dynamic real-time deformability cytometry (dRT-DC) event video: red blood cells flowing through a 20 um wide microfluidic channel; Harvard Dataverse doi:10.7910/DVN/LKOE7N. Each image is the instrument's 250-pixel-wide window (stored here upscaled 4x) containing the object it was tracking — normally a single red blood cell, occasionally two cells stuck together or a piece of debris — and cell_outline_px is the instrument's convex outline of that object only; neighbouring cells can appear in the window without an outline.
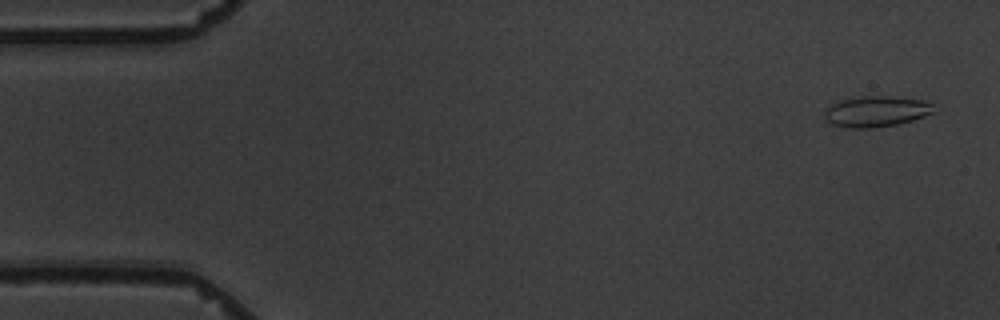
{"species": "common noctule bat (a hibernating species)", "species_latin": "Nyctalus noctula", "temperature_condition": "warm", "stored_images_in_passage": 9, "camera_frame_rate_fps": 3000, "um_per_image_px": 0.085, "animal": {"sex": "male", "body_mass_g": 19.5, "forearm_length_mm": 54.6}, "frame": {"image": 1, "passage_image": 1, "time_ms": 0.0, "image_size_px": [1000, 320], "cell_outline_px": [[936, 112], [912, 120], [896, 124], [876, 128], [852, 128], [828, 124], [824, 120], [824, 112], [832, 104], [840, 100], [860, 96], [888, 96], [920, 100], [932, 104]], "centroid_in_image_um": [74.43, 9.48], "position_along_channel_um": 10.6, "area_um2": 19.65}}
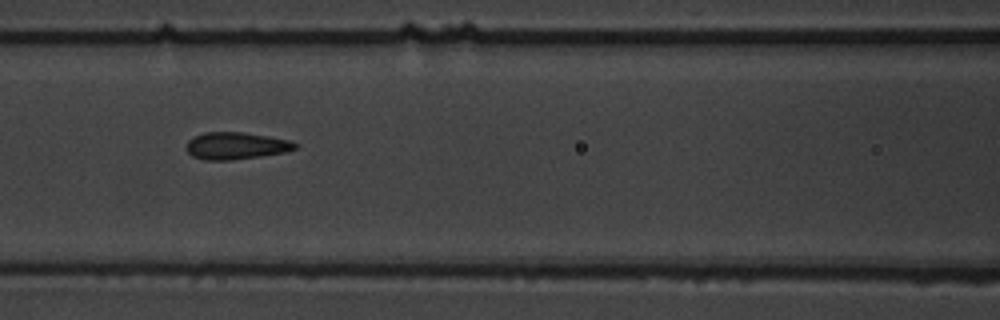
{"frame": {"image": 2, "passage_image": 6, "time_ms": 7.333, "image_size_px": [1000, 320], "cell_outline_px": [[296, 148], [284, 152], [260, 156], [232, 160], [204, 160], [192, 156], [184, 148], [188, 140], [204, 132], [244, 132], [292, 140], [296, 144]], "centroid_in_image_um": [20.03, 12.39], "position_along_channel_um": 146.6, "area_um2": 17.22}}
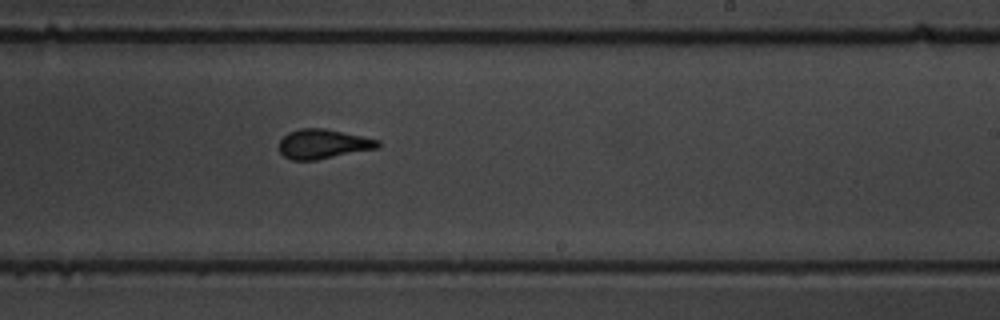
{"frame": {"image": 3, "passage_image": 9, "time_ms": 10.667, "image_size_px": [1000, 320], "cell_outline_px": [[380, 148], [316, 160], [292, 160], [284, 156], [280, 152], [280, 140], [288, 132], [300, 128], [324, 128], [380, 140]], "centroid_in_image_um": [27.48, 12.24], "position_along_channel_um": 261.5, "area_um2": 16.99}}